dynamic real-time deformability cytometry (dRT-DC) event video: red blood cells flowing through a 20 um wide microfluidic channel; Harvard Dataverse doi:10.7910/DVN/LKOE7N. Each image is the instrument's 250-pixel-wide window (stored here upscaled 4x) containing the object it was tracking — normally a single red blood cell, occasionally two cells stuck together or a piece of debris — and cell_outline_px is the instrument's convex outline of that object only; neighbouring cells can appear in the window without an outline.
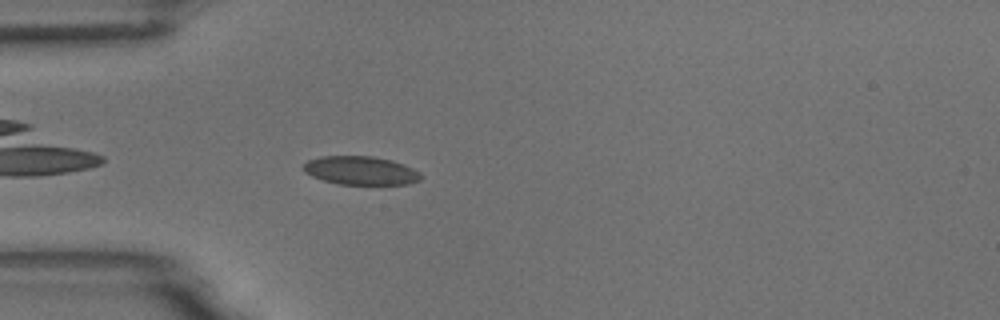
{"species": "common noctule bat (a hibernating species)", "species_latin": "Nyctalus noctula", "temperature_condition": "room temperature", "stored_images_in_passage": 4, "camera_frame_rate_fps": 3000, "um_per_image_px": 0.085, "animal": {"sex": "male", "body_mass_g": 18.8}, "frame": {"image": 1, "passage_image": 4, "time_ms": 1.0, "image_size_px": [1000, 320], "cell_outline_px": [[424, 176], [420, 180], [408, 184], [336, 184], [312, 176], [304, 172], [304, 164], [308, 160], [320, 156], [372, 156], [392, 160], [404, 164], [420, 172]], "centroid_in_image_um": [30.68, 14.49], "position_along_channel_um": 54.3, "area_um2": 19.59}}